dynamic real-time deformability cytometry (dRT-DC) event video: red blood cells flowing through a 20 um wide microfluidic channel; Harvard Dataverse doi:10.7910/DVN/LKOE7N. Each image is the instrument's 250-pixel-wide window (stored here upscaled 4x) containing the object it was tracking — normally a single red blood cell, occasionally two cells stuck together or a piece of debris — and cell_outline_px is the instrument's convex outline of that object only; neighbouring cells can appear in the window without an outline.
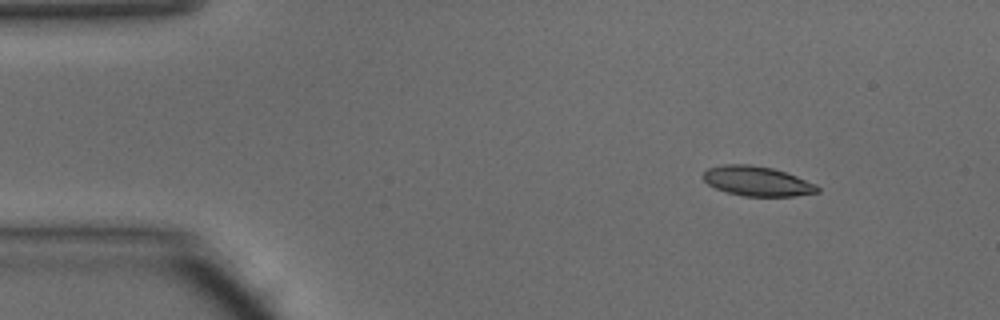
{"species": "common noctule bat (a hibernating species)", "species_latin": "Nyctalus noctula", "temperature_condition": "warm", "stored_images_in_passage": 43, "camera_frame_rate_fps": 3000, "um_per_image_px": 0.085, "animal": {"sex": "male", "body_mass_g": 15.6}, "frame": {"image": 1, "passage_image": 1, "time_ms": 0.0, "image_size_px": [1000, 320], "cell_outline_px": [[820, 192], [796, 196], [744, 196], [728, 192], [716, 188], [708, 184], [700, 176], [708, 168], [724, 164], [752, 164], [772, 168], [796, 176], [816, 184], [820, 188]], "centroid_in_image_um": [64.35, 15.39], "position_along_channel_um": 20.6, "area_um2": 19.83}}
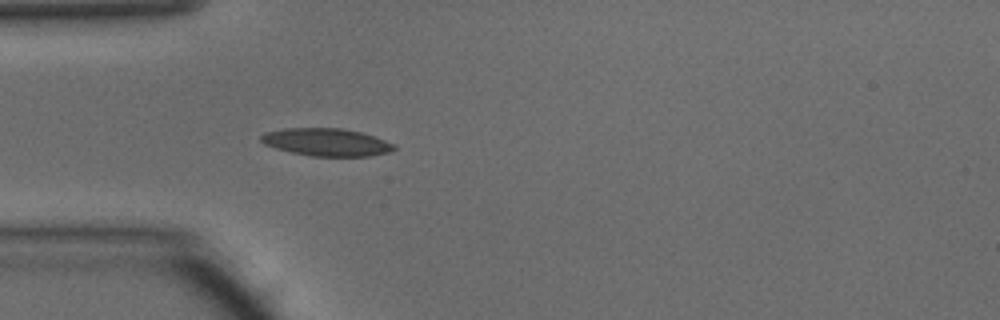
{"frame": {"image": 2, "passage_image": 9, "time_ms": 2.667, "image_size_px": [1000, 320], "cell_outline_px": [[396, 148], [388, 152], [368, 156], [312, 156], [292, 152], [276, 148], [264, 144], [260, 140], [260, 136], [264, 132], [284, 128], [340, 128], [360, 132], [376, 136], [396, 144]], "centroid_in_image_um": [27.76, 12.07], "position_along_channel_um": 57.2, "area_um2": 21.44}}
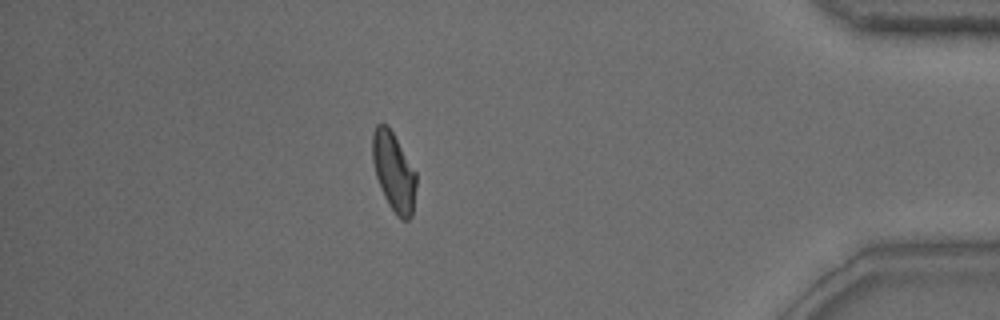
{"frame": {"image": 3, "passage_image": 37, "time_ms": 12.0, "image_size_px": [1000, 320], "cell_outline_px": [[416, 184], [412, 216], [408, 220], [400, 220], [396, 216], [388, 204], [384, 196], [376, 176], [372, 160], [372, 132], [376, 124], [388, 124], [416, 172]], "centroid_in_image_um": [33.46, 14.6], "position_along_channel_um": 401.7, "area_um2": 20.23}, "authors_computed_cell_mechanics": {"area_um2": 20.23, "velocity_mm_per_s": 4.1924, "shape_relaxation_time_tau1_ms": 3.014, "shape_relaxation_time_tau2_ms": 3.697, "deformation_change_tau1": 0.1538, "deformation_change_tau2": 0.0993}}